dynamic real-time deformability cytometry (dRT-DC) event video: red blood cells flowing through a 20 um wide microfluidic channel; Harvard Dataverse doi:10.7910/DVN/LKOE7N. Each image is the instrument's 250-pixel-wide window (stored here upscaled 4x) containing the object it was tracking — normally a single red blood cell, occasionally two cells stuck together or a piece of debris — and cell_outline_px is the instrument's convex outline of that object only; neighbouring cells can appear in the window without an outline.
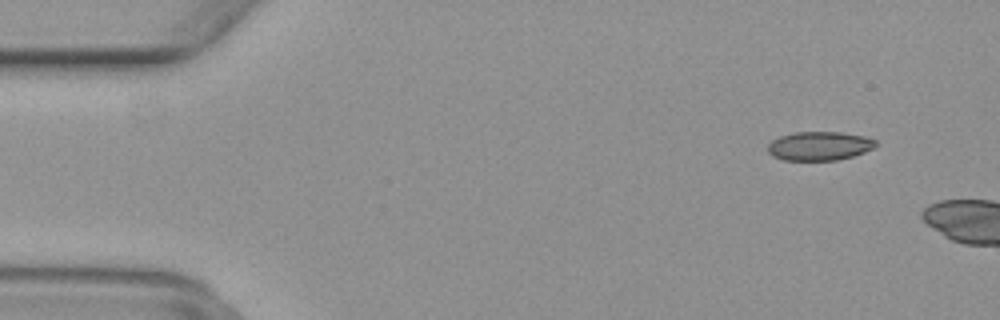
{"species": "common noctule bat (a hibernating species)", "species_latin": "Nyctalus noctula", "temperature_condition": "warm", "stored_images_in_passage": 8, "camera_frame_rate_fps": 3000, "um_per_image_px": 0.085, "animal": {"sex": "female", "body_mass_g": 29.2, "forearm_length_mm": 56.3}, "frame": {"image": 1, "passage_image": 5, "time_ms": 1.333, "image_size_px": [1000, 320], "cell_outline_px": [[880, 144], [864, 152], [852, 156], [836, 160], [784, 160], [772, 156], [768, 152], [768, 144], [772, 140], [780, 136], [796, 132], [840, 132], [864, 136], [876, 140]], "centroid_in_image_um": [69.65, 12.4], "position_along_channel_um": 15.3, "area_um2": 18.15}}